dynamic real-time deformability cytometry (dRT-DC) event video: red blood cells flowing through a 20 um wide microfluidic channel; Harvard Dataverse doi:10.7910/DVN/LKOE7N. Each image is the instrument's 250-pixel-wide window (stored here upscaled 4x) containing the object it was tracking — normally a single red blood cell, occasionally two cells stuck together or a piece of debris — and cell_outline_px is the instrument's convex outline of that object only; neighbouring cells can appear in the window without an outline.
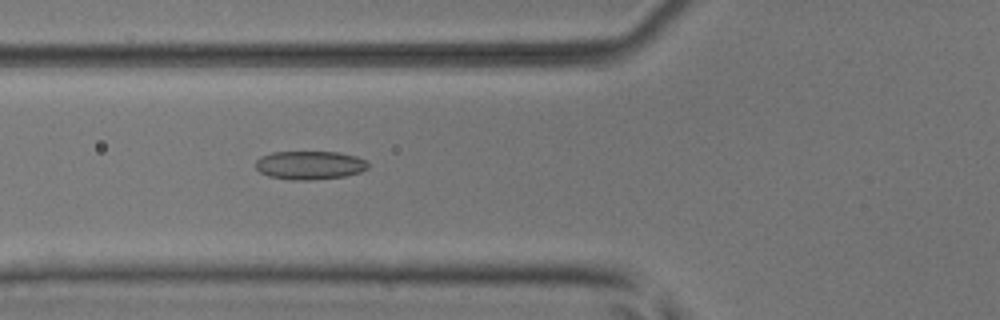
{"species": "common noctule bat (a hibernating species)", "species_latin": "Nyctalus noctula", "temperature_condition": "room temperature", "stored_images_in_passage": 51, "camera_frame_rate_fps": 3000, "um_per_image_px": 0.085, "animal": {"sex": "male", "body_mass_g": 17.9, "forearm_length_mm": 54.2}, "frame": {"image": 1, "passage_image": 19, "time_ms": 6.0, "image_size_px": [1000, 320], "cell_outline_px": [[368, 168], [360, 172], [344, 176], [312, 180], [292, 180], [268, 176], [260, 172], [256, 168], [256, 160], [260, 156], [272, 152], [340, 152], [356, 156], [364, 160], [368, 164]], "centroid_in_image_um": [26.31, 14.04], "position_along_channel_um": 99.5, "area_um2": 18.73}}
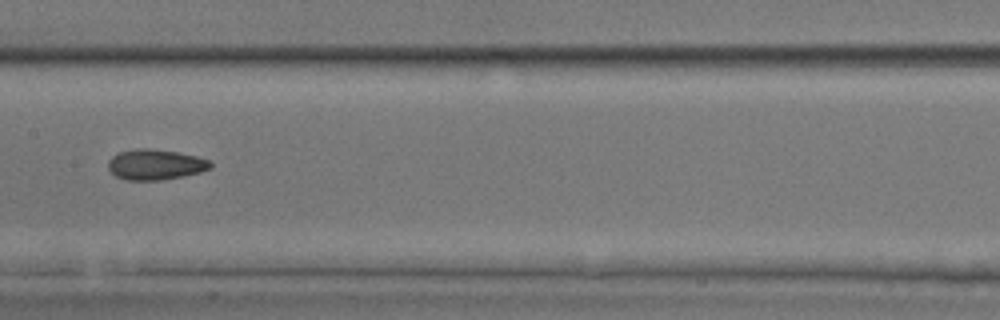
{"frame": {"image": 2, "passage_image": 26, "time_ms": 8.333, "image_size_px": [1000, 320], "cell_outline_px": [[212, 168], [200, 172], [160, 180], [124, 180], [116, 176], [108, 168], [108, 160], [112, 156], [120, 152], [136, 148], [148, 148], [176, 152], [196, 156], [208, 160], [212, 164]], "centroid_in_image_um": [13.18, 13.98], "position_along_channel_um": 194.2, "area_um2": 18.03}}
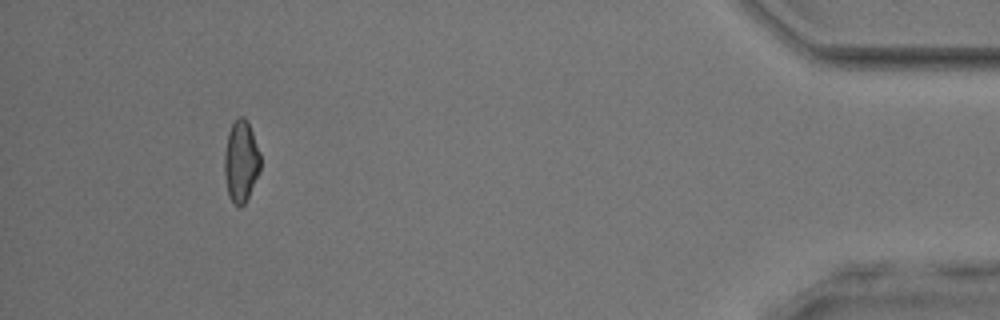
{"frame": {"image": 3, "passage_image": 47, "time_ms": 15.333, "image_size_px": [1000, 320], "cell_outline_px": [[260, 172], [244, 204], [240, 208], [228, 196], [224, 172], [224, 152], [228, 132], [232, 124], [240, 116], [244, 116], [248, 120], [260, 152]], "centroid_in_image_um": [20.48, 13.69], "position_along_channel_um": 414.7, "area_um2": 17.22}, "authors_computed_cell_mechanics": {"area_um2": 17.8602, "velocity_mm_per_s": 4.0588, "shape_relaxation_time_tau1_ms": 3.1169, "shape_relaxation_time_tau2_ms": 2.8826, "deformation_change_tau1": 0.1216, "deformation_change_tau2": 0.0999}}